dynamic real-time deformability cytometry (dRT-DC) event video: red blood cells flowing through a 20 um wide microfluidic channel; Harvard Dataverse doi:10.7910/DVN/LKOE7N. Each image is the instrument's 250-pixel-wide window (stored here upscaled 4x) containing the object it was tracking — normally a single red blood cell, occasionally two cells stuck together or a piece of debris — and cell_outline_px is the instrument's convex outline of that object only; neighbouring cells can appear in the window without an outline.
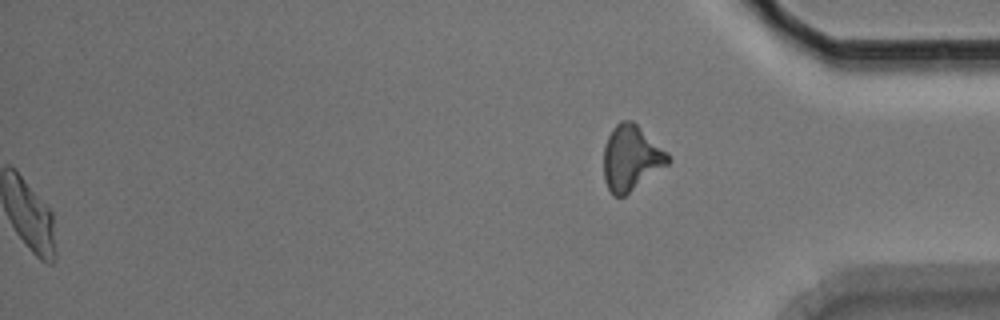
{"species": "Egyptian fruit bat (a non-hibernating species)", "species_latin": "Rousettus aegyptiacus", "temperature_condition": "room temperature", "stored_images_in_passage": 47, "segment_of_instrument_passage": [2, 2], "camera_frame_rate_fps": 3000, "um_per_image_px": 0.085, "animal": {"sex": "male"}, "frame": {"image": 1, "passage_image": 47, "time_ms": 15.333, "image_size_px": [1000, 320], "cell_outline_px": [[672, 160], [668, 164], [624, 196], [612, 196], [604, 180], [604, 148], [608, 136], [612, 128], [620, 120], [632, 120], [668, 152]], "centroid_in_image_um": [53.65, 13.42], "position_along_channel_um": 381.6, "area_um2": 24.39}}